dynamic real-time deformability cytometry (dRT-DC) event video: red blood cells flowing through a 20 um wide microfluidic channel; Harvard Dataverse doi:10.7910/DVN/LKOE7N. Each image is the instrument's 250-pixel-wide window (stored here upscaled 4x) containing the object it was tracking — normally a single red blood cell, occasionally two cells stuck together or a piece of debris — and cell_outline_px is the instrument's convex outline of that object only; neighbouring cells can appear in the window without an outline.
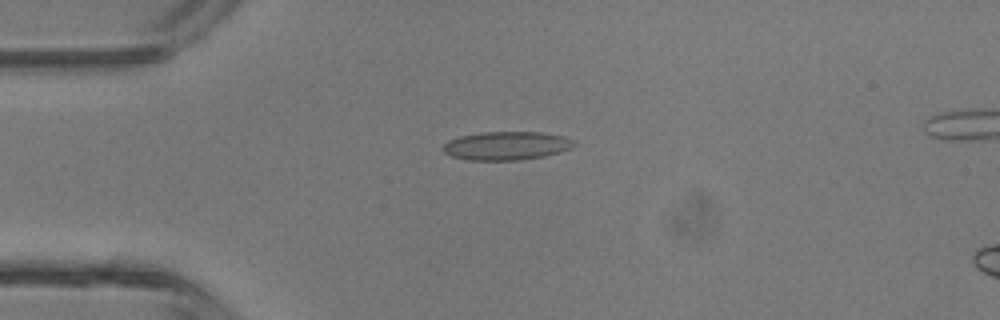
{"species": "common noctule bat (a hibernating species)", "species_latin": "Nyctalus noctula", "temperature_condition": "room temperature", "stored_images_in_passage": 4, "camera_frame_rate_fps": 3000, "um_per_image_px": 0.085, "animal": {"sex": "male", "body_mass_g": 13.3}, "frame": {"image": 1, "passage_image": 3, "time_ms": 2.333, "image_size_px": [1000, 320], "cell_outline_px": [[576, 144], [572, 148], [560, 152], [544, 156], [520, 160], [468, 160], [452, 156], [444, 152], [440, 148], [448, 140], [460, 136], [480, 132], [540, 132], [564, 136], [572, 140]], "centroid_in_image_um": [43.03, 12.39], "position_along_channel_um": 42.0, "area_um2": 21.85}}